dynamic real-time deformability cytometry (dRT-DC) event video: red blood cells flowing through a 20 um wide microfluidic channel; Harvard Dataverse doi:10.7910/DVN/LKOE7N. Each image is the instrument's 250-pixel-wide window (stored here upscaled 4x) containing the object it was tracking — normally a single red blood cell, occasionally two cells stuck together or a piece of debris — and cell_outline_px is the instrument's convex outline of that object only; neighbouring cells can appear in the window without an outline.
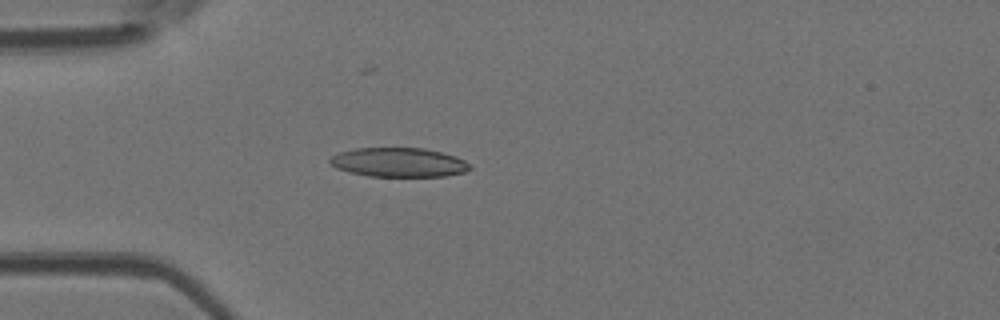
{"species": "Egyptian fruit bat (a non-hibernating species)", "species_latin": "Rousettus aegyptiacus", "temperature_condition": "room temperature", "stored_images_in_passage": 3, "camera_frame_rate_fps": 3000, "um_per_image_px": 0.085, "animal": {"sex": "female"}, "frame": {"image": 1, "passage_image": 3, "time_ms": 0.667, "image_size_px": [1000, 320], "cell_outline_px": [[472, 168], [464, 172], [444, 176], [368, 176], [348, 172], [336, 168], [328, 160], [332, 156], [340, 152], [356, 148], [424, 148], [456, 156], [464, 160]], "centroid_in_image_um": [33.88, 13.8], "position_along_channel_um": 51.1, "area_um2": 23.7}}